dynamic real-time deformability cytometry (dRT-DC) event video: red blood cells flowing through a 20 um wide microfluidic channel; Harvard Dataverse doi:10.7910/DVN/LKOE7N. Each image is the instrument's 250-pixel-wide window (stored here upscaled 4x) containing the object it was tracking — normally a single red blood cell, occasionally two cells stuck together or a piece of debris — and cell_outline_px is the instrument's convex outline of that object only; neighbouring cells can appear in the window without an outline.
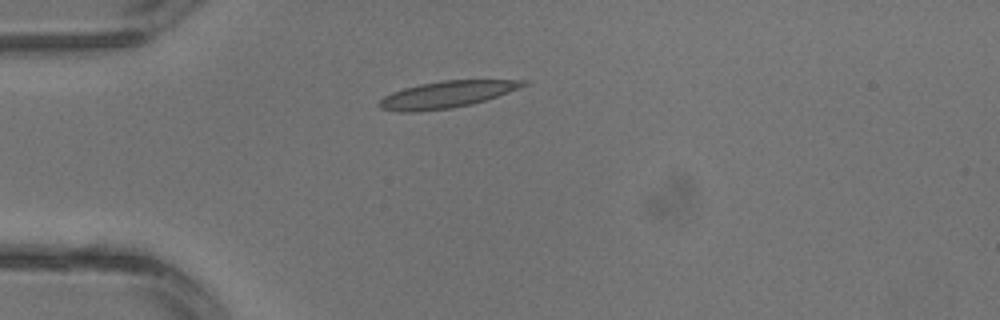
{"species": "common noctule bat (a hibernating species)", "species_latin": "Nyctalus noctula", "temperature_condition": "warm", "stored_images_in_passage": 2, "camera_frame_rate_fps": 3000, "um_per_image_px": 0.085, "animal": {"sex": "male", "body_mass_g": 13.3}, "frame": {"image": 1, "passage_image": 2, "time_ms": 0.333, "image_size_px": [1000, 320], "cell_outline_px": [[528, 84], [520, 88], [472, 104], [452, 108], [416, 112], [400, 112], [380, 108], [376, 104], [384, 96], [392, 92], [404, 88], [420, 84], [444, 80], [528, 80]], "centroid_in_image_um": [37.94, 8.03], "position_along_channel_um": 47.1, "area_um2": 22.37}}